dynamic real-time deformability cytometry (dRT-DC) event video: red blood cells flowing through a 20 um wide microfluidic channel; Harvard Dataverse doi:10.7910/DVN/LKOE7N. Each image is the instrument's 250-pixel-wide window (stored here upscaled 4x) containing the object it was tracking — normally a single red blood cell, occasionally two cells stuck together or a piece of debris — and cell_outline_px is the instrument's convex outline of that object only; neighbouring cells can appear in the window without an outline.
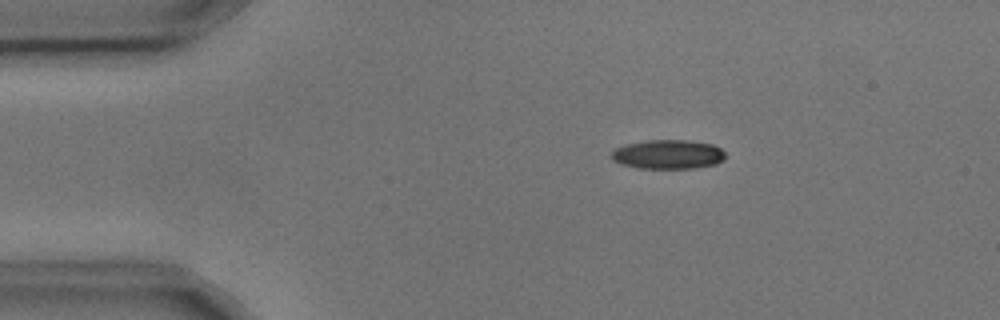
{"species": "common noctule bat (a hibernating species)", "species_latin": "Nyctalus noctula", "temperature_condition": "cold", "stored_images_in_passage": 5, "camera_frame_rate_fps": 3000, "um_per_image_px": 0.085, "animal": {"sex": "male", "body_mass_g": 17.9, "forearm_length_mm": 54.2}, "frame": {"image": 1, "passage_image": 3, "time_ms": 0.667, "image_size_px": [1000, 320], "cell_outline_px": [[724, 160], [716, 164], [696, 168], [640, 168], [620, 164], [612, 160], [612, 152], [616, 148], [624, 144], [644, 140], [688, 140], [712, 144], [720, 148], [724, 152]], "centroid_in_image_um": [56.77, 13.12], "position_along_channel_um": 28.2, "area_um2": 19.48}}
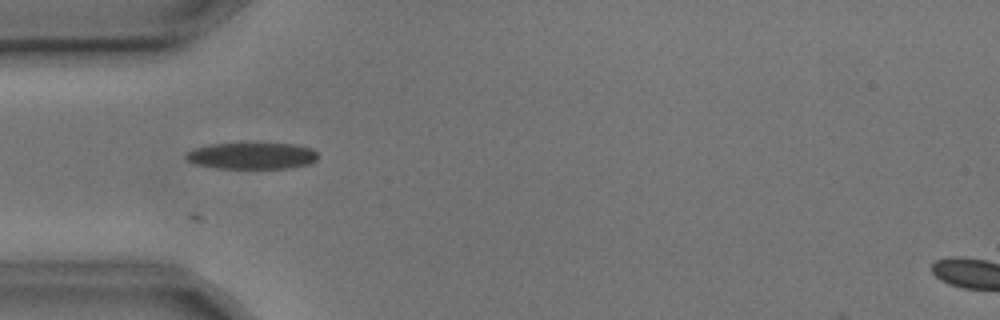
{"frame": {"image": 2, "passage_image": 5, "time_ms": 1.333, "image_size_px": [1000, 320], "cell_outline_px": [[316, 160], [308, 164], [288, 168], [216, 168], [196, 164], [188, 160], [184, 156], [188, 152], [196, 148], [212, 144], [244, 140], [252, 140], [296, 144], [312, 148], [316, 152]], "centroid_in_image_um": [21.43, 13.18], "position_along_channel_um": 63.6, "area_um2": 21.39}}